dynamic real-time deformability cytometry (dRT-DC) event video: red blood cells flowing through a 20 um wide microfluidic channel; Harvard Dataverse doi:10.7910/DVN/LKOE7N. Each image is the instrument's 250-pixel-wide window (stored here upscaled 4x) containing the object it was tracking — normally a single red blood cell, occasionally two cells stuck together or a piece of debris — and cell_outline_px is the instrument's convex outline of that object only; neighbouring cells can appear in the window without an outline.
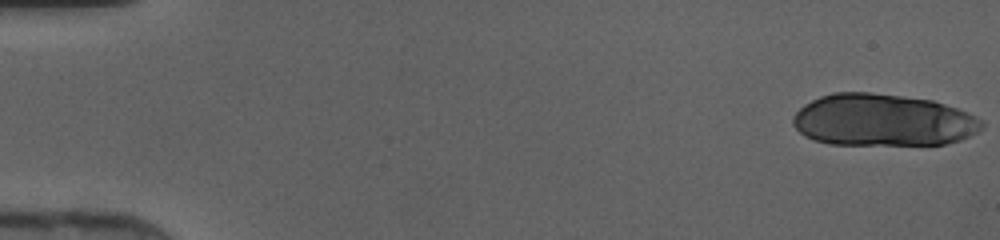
{"species": "human", "species_latin": "Homo sapiens", "temperature_condition": "cold", "stored_images_in_passage": 15, "camera_frame_rate_fps": 3000, "um_per_image_px": 0.085, "donor": {"sex": "female"}, "frame": {"image": 1, "passage_image": 1, "time_ms": 0.0, "image_size_px": [1000, 240], "cell_outline_px": [[984, 124], [976, 132], [960, 140], [948, 144], [828, 144], [812, 140], [804, 136], [792, 124], [792, 116], [804, 104], [820, 96], [832, 92], [868, 92], [932, 100], [956, 108], [976, 116], [984, 120]], "centroid_in_image_um": [75.0, 10.21], "position_along_channel_um": 10.0, "area_um2": 57.34}}